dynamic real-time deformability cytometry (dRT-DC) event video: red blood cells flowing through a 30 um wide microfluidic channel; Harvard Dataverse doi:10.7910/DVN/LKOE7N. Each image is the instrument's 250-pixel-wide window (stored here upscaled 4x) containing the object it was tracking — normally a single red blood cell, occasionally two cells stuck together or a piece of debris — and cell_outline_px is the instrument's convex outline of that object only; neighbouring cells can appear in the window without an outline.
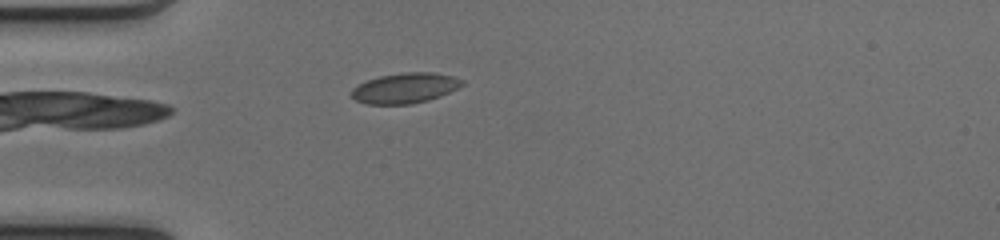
{"species": "common noctule bat (a hibernating species)", "species_latin": "Nyctalus noctula", "temperature_condition": "cold", "stored_images_in_passage": 37, "camera_frame_rate_fps": 3000, "um_per_image_px": 0.085, "animal": {"sex": "female", "body_mass_g": 17.0, "forearm_length_mm": 48.0}, "frame": {"image": 1, "passage_image": 1, "time_ms": 0.0, "image_size_px": [1000, 240], "cell_outline_px": [[464, 84], [440, 96], [428, 100], [412, 104], [364, 104], [356, 100], [352, 96], [352, 88], [368, 80], [380, 76], [404, 72], [432, 72], [452, 76], [464, 80]], "centroid_in_image_um": [34.43, 7.49], "position_along_channel_um": 50.6, "area_um2": 19.36}}
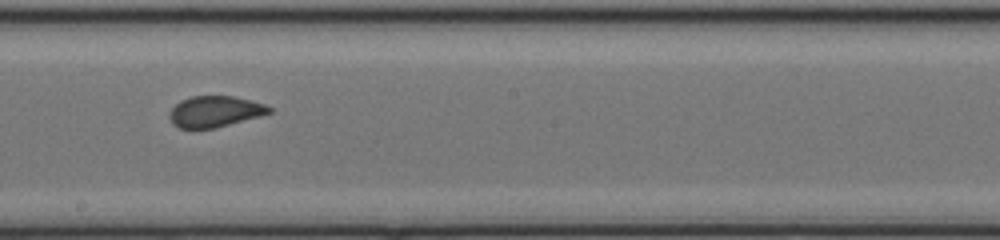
{"frame": {"image": 2, "passage_image": 15, "time_ms": 4.667, "image_size_px": [1000, 240], "cell_outline_px": [[272, 112], [260, 116], [212, 128], [180, 128], [172, 124], [168, 116], [172, 108], [180, 100], [192, 96], [232, 96], [264, 104], [272, 108]], "centroid_in_image_um": [18.23, 9.47], "position_along_channel_um": 230.0, "area_um2": 17.8}}
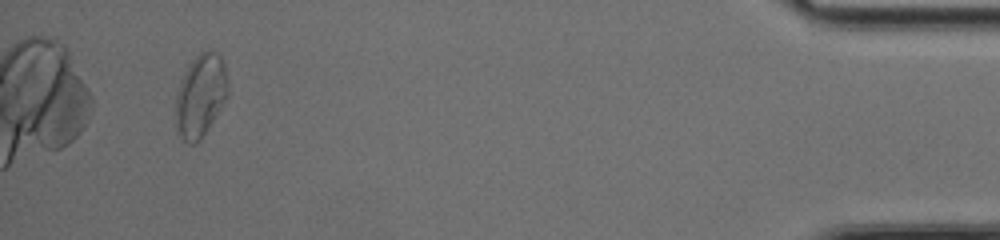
{"frame": {"image": 3, "passage_image": 34, "time_ms": 11.0, "image_size_px": [1000, 240], "cell_outline_px": [[228, 92], [224, 100], [200, 140], [196, 144], [188, 144], [180, 136], [176, 128], [176, 96], [180, 80], [184, 72], [192, 60], [200, 52], [208, 48], [216, 52], [224, 60], [228, 88]], "centroid_in_image_um": [17.03, 8.08], "position_along_channel_um": 418.2, "area_um2": 24.97}}